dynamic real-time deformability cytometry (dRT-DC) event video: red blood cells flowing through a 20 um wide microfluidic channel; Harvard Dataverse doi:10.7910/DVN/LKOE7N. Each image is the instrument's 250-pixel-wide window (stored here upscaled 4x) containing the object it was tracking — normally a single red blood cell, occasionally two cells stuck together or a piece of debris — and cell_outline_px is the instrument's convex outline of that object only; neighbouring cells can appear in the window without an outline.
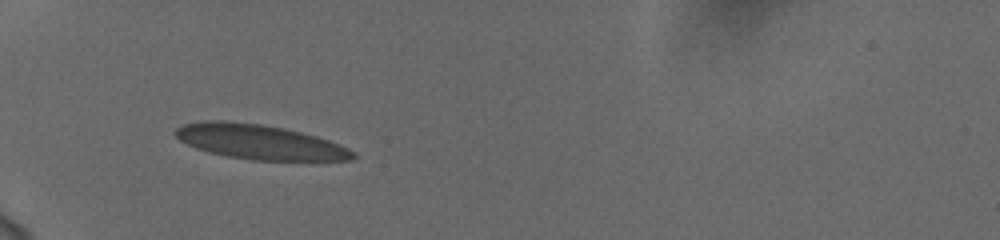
{"species": "human", "species_latin": "Homo sapiens", "temperature_condition": "cold", "stored_images_in_passage": 37, "camera_frame_rate_fps": 3000, "um_per_image_px": 0.085, "donor": {"sex": "female"}, "frame": {"image": 1, "passage_image": 1, "time_ms": 0.0, "image_size_px": [1000, 240], "cell_outline_px": [[356, 156], [352, 160], [252, 160], [228, 156], [208, 152], [196, 148], [180, 140], [172, 132], [176, 128], [184, 124], [204, 120], [224, 120], [260, 124], [284, 128], [316, 136], [328, 140], [348, 148], [356, 152]], "centroid_in_image_um": [22.04, 12.06], "position_along_channel_um": 63.0, "area_um2": 35.78}}
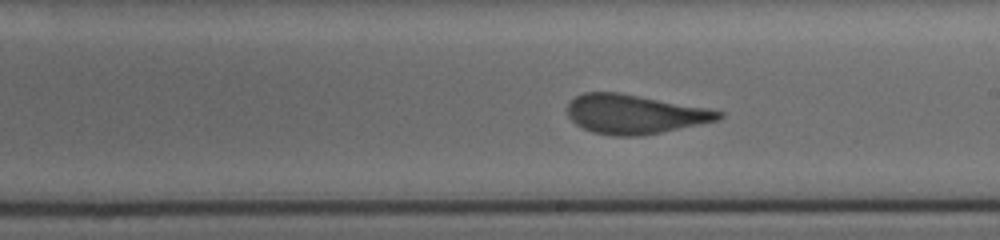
{"frame": {"image": 2, "passage_image": 16, "time_ms": 5.0, "image_size_px": [1000, 240], "cell_outline_px": [[724, 116], [716, 120], [660, 132], [640, 136], [612, 136], [592, 132], [576, 124], [568, 116], [568, 104], [576, 96], [584, 92], [616, 92], [708, 108], [724, 112]], "centroid_in_image_um": [53.91, 9.7], "position_along_channel_um": 235.1, "area_um2": 34.1}}
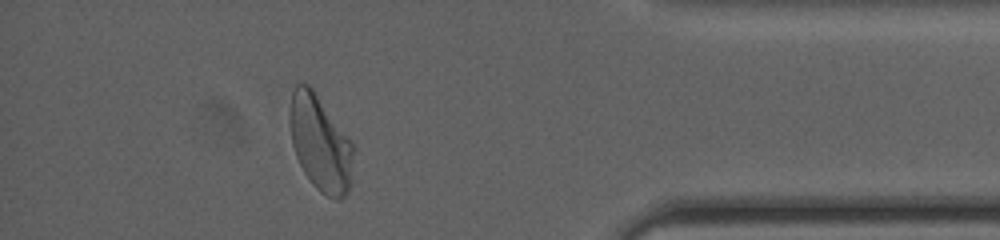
{"frame": {"image": 3, "passage_image": 32, "time_ms": 10.333, "image_size_px": [1000, 240], "cell_outline_px": [[352, 152], [348, 192], [340, 200], [336, 200], [320, 192], [312, 184], [304, 172], [296, 156], [292, 144], [288, 120], [288, 112], [292, 92], [296, 84], [308, 84], [312, 88], [352, 140]], "centroid_in_image_um": [27.18, 12.14], "position_along_channel_um": 408.0, "area_um2": 35.32}, "authors_computed_cell_mechanics": {"area_um2": 35.2002, "velocity_mm_per_s": 3.7428, "shape_relaxation_time_tau1_ms": 4.6707, "shape_relaxation_time_tau2_ms": null, "deformation_change_tau1": 0.1737, "deformation_change_tau2": null}}